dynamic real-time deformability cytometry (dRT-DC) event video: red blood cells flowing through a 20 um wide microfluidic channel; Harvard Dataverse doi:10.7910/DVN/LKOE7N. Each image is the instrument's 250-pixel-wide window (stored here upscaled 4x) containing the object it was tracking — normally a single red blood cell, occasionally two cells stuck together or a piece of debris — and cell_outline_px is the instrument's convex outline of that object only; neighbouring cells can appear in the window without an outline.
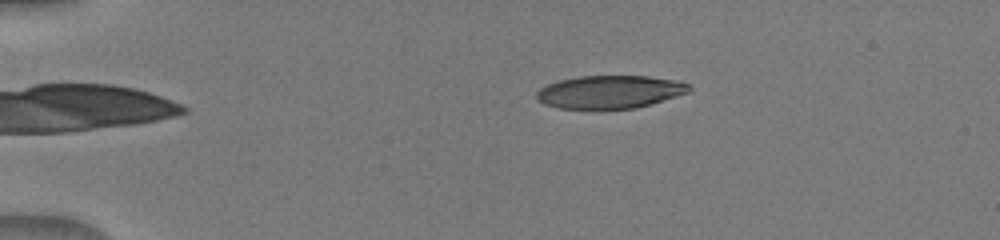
{"species": "human", "species_latin": "Homo sapiens", "temperature_condition": "warm", "stored_images_in_passage": 41, "camera_frame_rate_fps": 3000, "um_per_image_px": 0.085, "donor": {"sex": "male"}, "frame": {"image": 1, "passage_image": 1, "time_ms": 0.0, "image_size_px": [1000, 240], "cell_outline_px": [[692, 92], [652, 104], [636, 108], [560, 108], [544, 104], [536, 100], [536, 92], [540, 88], [548, 84], [560, 80], [576, 76], [648, 76], [680, 80], [692, 84]], "centroid_in_image_um": [51.92, 7.8], "position_along_channel_um": 33.1, "area_um2": 29.65}}
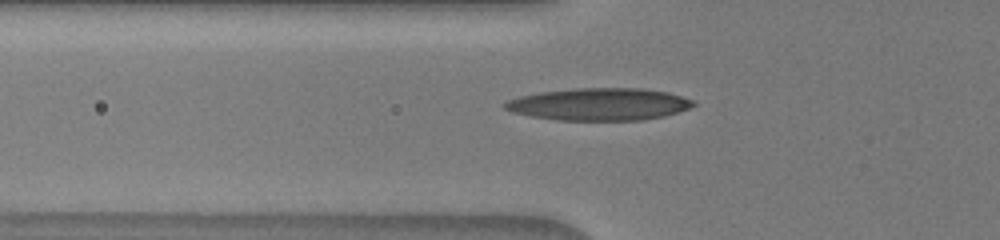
{"frame": {"image": 2, "passage_image": 9, "time_ms": 2.667, "image_size_px": [1000, 240], "cell_outline_px": [[696, 104], [688, 108], [664, 116], [640, 120], [556, 120], [528, 116], [512, 112], [504, 108], [500, 104], [508, 100], [520, 96], [540, 92], [576, 88], [640, 88], [668, 92], [696, 100]], "centroid_in_image_um": [50.91, 8.86], "position_along_channel_um": 74.9, "area_um2": 35.6}}
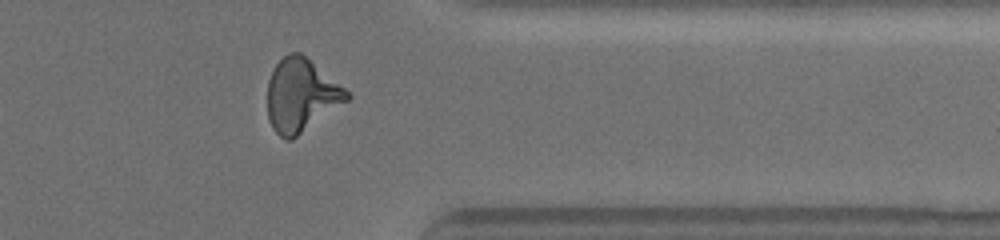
{"frame": {"image": 3, "passage_image": 32, "time_ms": 10.333, "image_size_px": [1000, 240], "cell_outline_px": [[352, 96], [348, 100], [292, 140], [288, 140], [280, 136], [272, 128], [268, 116], [268, 80], [276, 64], [288, 52], [300, 52], [344, 88]], "centroid_in_image_um": [25.57, 8.11], "position_along_channel_um": 385.8, "area_um2": 33.29}}